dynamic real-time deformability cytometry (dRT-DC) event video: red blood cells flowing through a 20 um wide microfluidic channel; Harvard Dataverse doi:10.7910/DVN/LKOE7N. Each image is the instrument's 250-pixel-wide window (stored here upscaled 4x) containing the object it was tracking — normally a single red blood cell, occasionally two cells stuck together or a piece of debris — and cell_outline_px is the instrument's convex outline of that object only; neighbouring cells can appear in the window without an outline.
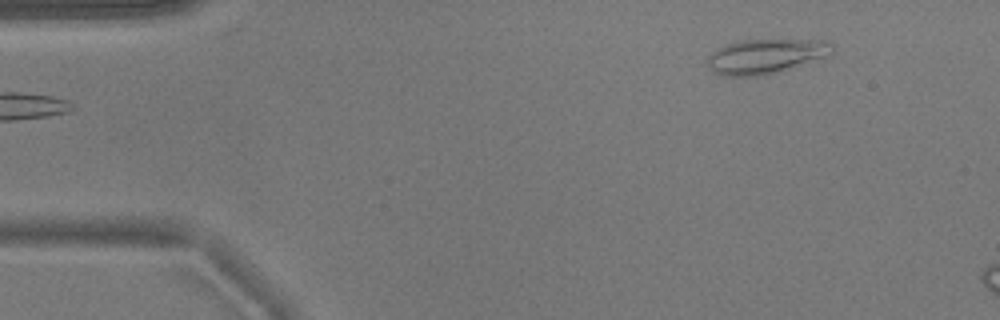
{"species": "common noctule bat (a hibernating species)", "species_latin": "Nyctalus noctula", "temperature_condition": "warm", "stored_images_in_passage": 9, "camera_frame_rate_fps": 3000, "um_per_image_px": 0.085, "animal": {"sex": "male", "body_mass_g": 17.9}, "frame": {"image": 1, "passage_image": 1, "time_ms": 0.0, "image_size_px": [1000, 320], "cell_outline_px": [[832, 56], [776, 72], [756, 76], [720, 76], [708, 64], [708, 56], [716, 48], [740, 40], [832, 40]], "centroid_in_image_um": [65.14, 4.77], "position_along_channel_um": 19.9, "area_um2": 25.2}}